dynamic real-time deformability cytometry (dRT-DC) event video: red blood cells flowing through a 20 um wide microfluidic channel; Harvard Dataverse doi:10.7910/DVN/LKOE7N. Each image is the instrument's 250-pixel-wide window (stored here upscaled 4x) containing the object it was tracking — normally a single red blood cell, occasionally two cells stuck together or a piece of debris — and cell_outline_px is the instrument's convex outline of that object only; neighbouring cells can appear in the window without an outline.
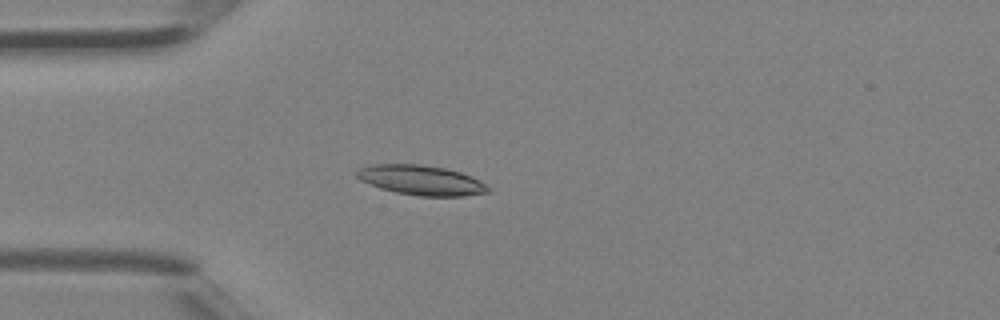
{"species": "Egyptian fruit bat (a non-hibernating species)", "species_latin": "Rousettus aegyptiacus", "temperature_condition": "room temperature", "stored_images_in_passage": 41, "camera_frame_rate_fps": 3000, "um_per_image_px": 0.085, "animal": {"sex": "female"}, "frame": {"image": 1, "passage_image": 11, "time_ms": 3.333, "image_size_px": [1000, 320], "cell_outline_px": [[492, 192], [464, 196], [420, 196], [396, 192], [380, 188], [360, 180], [356, 176], [356, 172], [360, 168], [372, 164], [424, 164], [444, 168], [460, 172], [472, 176], [492, 188]], "centroid_in_image_um": [35.84, 15.32], "position_along_channel_um": 49.2, "area_um2": 22.95}}
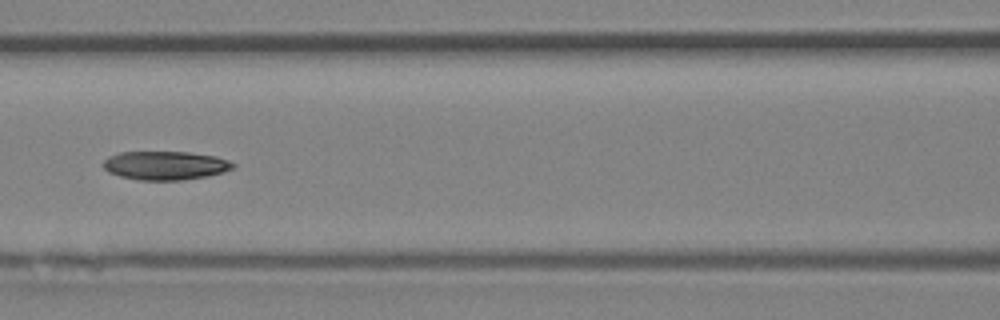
{"frame": {"image": 2, "passage_image": 18, "time_ms": 5.667, "image_size_px": [1000, 320], "cell_outline_px": [[236, 164], [232, 168], [224, 172], [208, 176], [180, 180], [140, 180], [120, 176], [108, 172], [104, 168], [104, 160], [108, 156], [120, 152], [188, 152], [216, 156], [228, 160]], "centroid_in_image_um": [14.06, 14.06], "position_along_channel_um": 152.5, "area_um2": 21.68}}
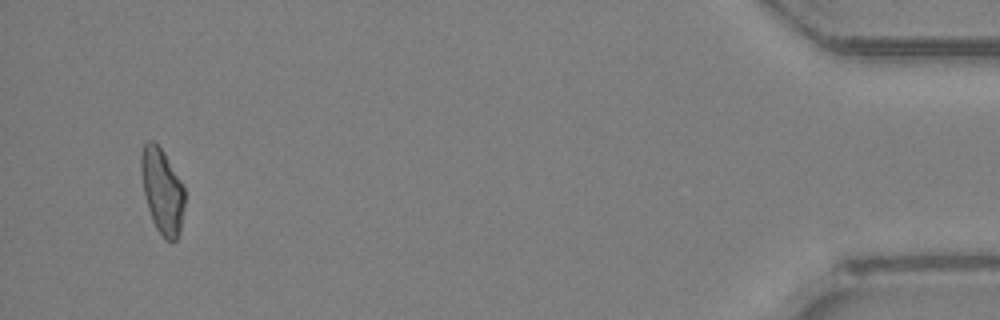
{"frame": {"image": 3, "passage_image": 39, "time_ms": 12.667, "image_size_px": [1000, 320], "cell_outline_px": [[184, 212], [180, 232], [176, 240], [164, 240], [156, 228], [152, 220], [148, 208], [144, 192], [140, 168], [140, 156], [144, 144], [148, 140], [152, 140], [164, 152], [184, 184]], "centroid_in_image_um": [13.8, 16.23], "position_along_channel_um": 421.4, "area_um2": 21.79}}